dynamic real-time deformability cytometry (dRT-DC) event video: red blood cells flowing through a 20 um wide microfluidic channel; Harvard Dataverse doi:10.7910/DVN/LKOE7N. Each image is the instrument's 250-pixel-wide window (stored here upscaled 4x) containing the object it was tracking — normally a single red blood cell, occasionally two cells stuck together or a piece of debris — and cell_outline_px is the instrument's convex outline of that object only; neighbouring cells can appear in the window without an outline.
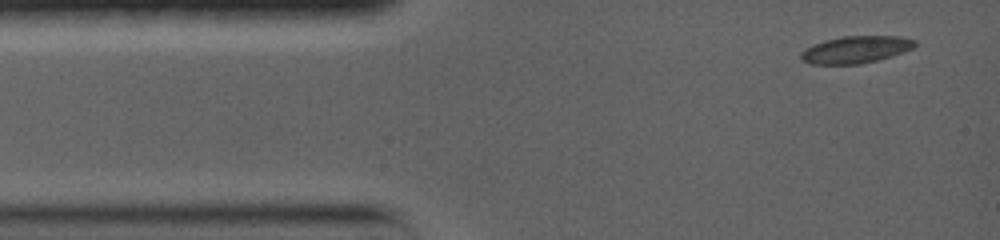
{"species": "common noctule bat (a hibernating species)", "species_latin": "Nyctalus noctula", "temperature_condition": "warm", "stored_images_in_passage": 29, "camera_frame_rate_fps": 5000, "um_per_image_px": 0.085, "animal": {"sex": "female", "body_mass_g": 19.0, "forearm_length_mm": 56.7}, "frame": {"image": 1, "passage_image": 1, "time_ms": 0.0, "image_size_px": [1000, 240], "cell_outline_px": [[916, 44], [912, 48], [904, 52], [892, 56], [860, 64], [812, 64], [800, 60], [800, 52], [804, 48], [812, 44], [824, 40], [844, 36], [900, 36], [916, 40]], "centroid_in_image_um": [72.7, 4.21], "position_along_channel_um": 12.3, "area_um2": 18.15}}
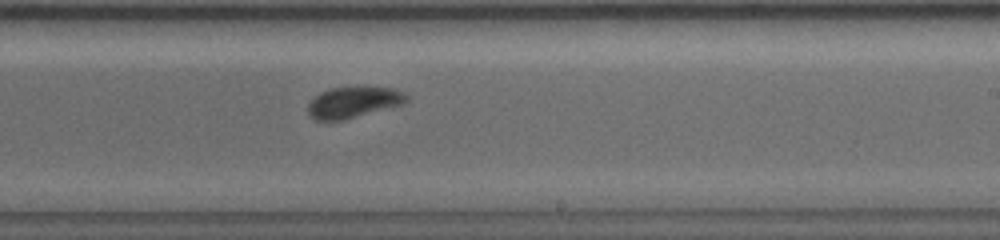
{"frame": {"image": 2, "passage_image": 17, "time_ms": 8.2, "image_size_px": [1000, 240], "cell_outline_px": [[408, 100], [404, 104], [344, 120], [316, 120], [308, 116], [308, 104], [320, 92], [328, 88], [396, 88], [404, 92], [408, 96]], "centroid_in_image_um": [30.05, 8.71], "position_along_channel_um": 259.0, "area_um2": 17.74}}
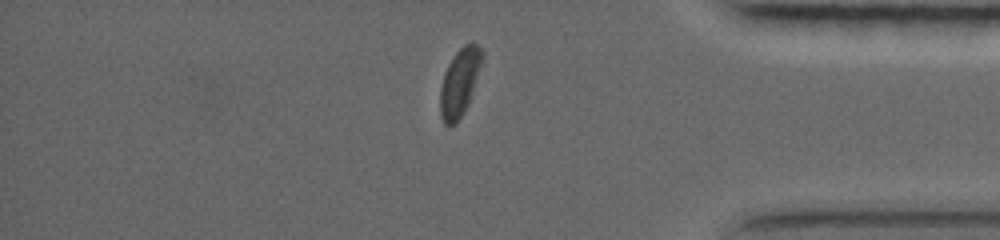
{"frame": {"image": 3, "passage_image": 26, "time_ms": 12.4, "image_size_px": [1000, 240], "cell_outline_px": [[484, 56], [468, 104], [464, 112], [448, 128], [444, 124], [440, 116], [440, 88], [444, 72], [448, 64], [456, 52], [464, 44], [472, 40], [484, 52]], "centroid_in_image_um": [39.06, 6.96], "position_along_channel_um": 396.1, "area_um2": 16.53}, "authors_computed_cell_mechanics": {"area_um2": 17.9758, "velocity_mm_per_s": 3.7189, "shape_relaxation_time_tau1_ms": 2.2499, "shape_relaxation_time_tau2_ms": 2.1209, "deformation_change_tau1": 0.118, "deformation_change_tau2": 0.063}}